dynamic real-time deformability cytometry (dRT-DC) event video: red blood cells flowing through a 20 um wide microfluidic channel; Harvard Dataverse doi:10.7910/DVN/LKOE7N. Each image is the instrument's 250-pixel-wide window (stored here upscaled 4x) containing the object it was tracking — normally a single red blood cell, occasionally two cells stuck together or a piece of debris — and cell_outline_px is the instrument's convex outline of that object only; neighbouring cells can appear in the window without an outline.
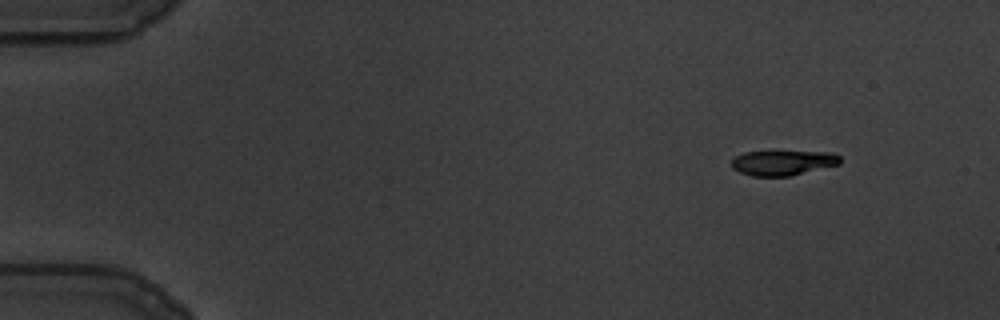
{"species": "common noctule bat (a hibernating species)", "species_latin": "Nyctalus noctula", "temperature_condition": "warm", "stored_images_in_passage": 54, "camera_frame_rate_fps": 3000, "um_per_image_px": 0.085, "animal": {"sex": "male", "body_mass_g": 19.5, "forearm_length_mm": 54.6}, "frame": {"image": 1, "passage_image": 1, "time_ms": 0.0, "image_size_px": [1000, 320], "cell_outline_px": [[840, 164], [788, 176], [752, 176], [740, 172], [732, 168], [732, 160], [736, 156], [744, 152], [772, 148], [828, 152], [840, 156]], "centroid_in_image_um": [66.52, 13.76], "position_along_channel_um": 18.5, "area_um2": 16.7}}
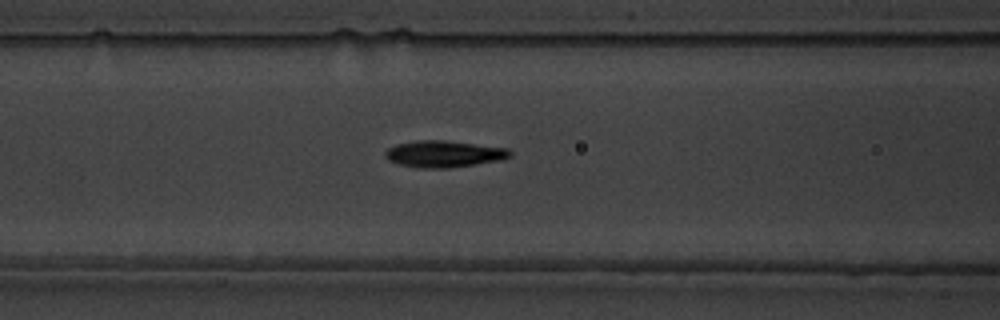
{"frame": {"image": 2, "passage_image": 20, "time_ms": 6.333, "image_size_px": [1000, 320], "cell_outline_px": [[512, 156], [500, 160], [476, 164], [448, 168], [416, 168], [400, 164], [388, 160], [384, 156], [384, 152], [388, 148], [396, 144], [416, 140], [444, 140], [508, 148], [512, 152]], "centroid_in_image_um": [37.71, 13.08], "position_along_channel_um": 128.9, "area_um2": 19.48}}
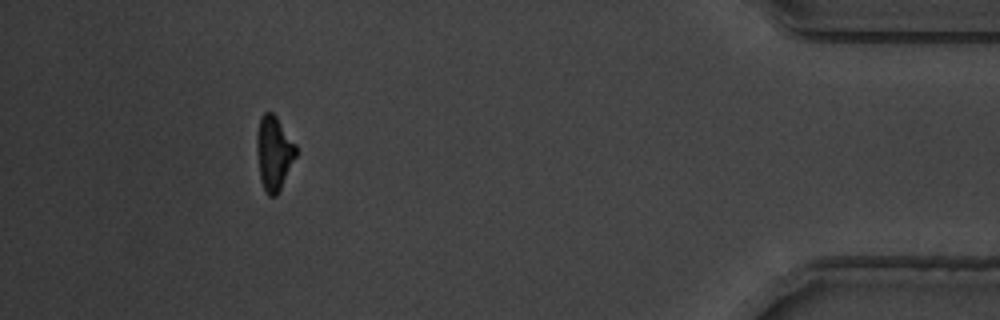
{"frame": {"image": 3, "passage_image": 49, "time_ms": 16.0, "image_size_px": [1000, 320], "cell_outline_px": [[296, 156], [276, 196], [268, 196], [264, 192], [260, 180], [256, 148], [256, 136], [260, 116], [264, 112], [272, 112], [276, 116], [296, 144]], "centroid_in_image_um": [23.25, 12.99], "position_along_channel_um": 411.9, "area_um2": 16.99}, "authors_computed_cell_mechanics": {"area_um2": 18.0914, "velocity_mm_per_s": 3.473, "shape_relaxation_time_tau1_ms": 2.5361, "shape_relaxation_time_tau2_ms": 2.7145, "deformation_change_tau1": 0.1428, "deformation_change_tau2": 0.0988}}